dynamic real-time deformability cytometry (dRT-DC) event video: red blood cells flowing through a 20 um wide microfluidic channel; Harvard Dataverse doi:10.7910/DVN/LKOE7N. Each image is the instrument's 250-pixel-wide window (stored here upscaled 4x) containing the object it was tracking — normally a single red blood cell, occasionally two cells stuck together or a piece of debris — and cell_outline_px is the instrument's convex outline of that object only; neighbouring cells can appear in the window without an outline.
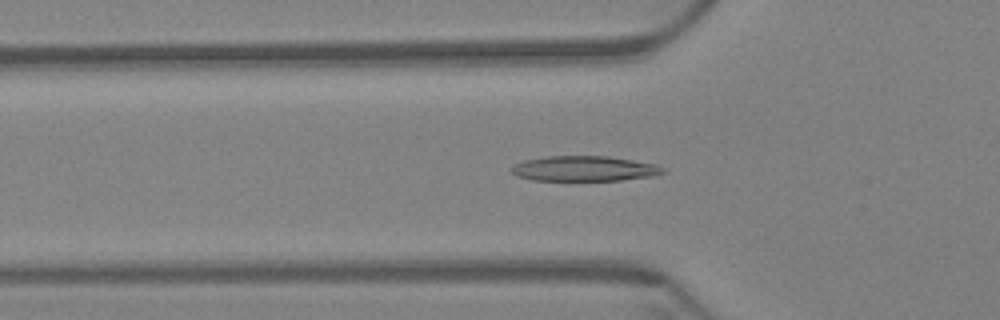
{"species": "Egyptian fruit bat (a non-hibernating species)", "species_latin": "Rousettus aegyptiacus", "temperature_condition": "warm", "stored_images_in_passage": 60, "camera_frame_rate_fps": 3000, "um_per_image_px": 0.085, "animal": {"sex": "female"}, "frame": {"image": 1, "passage_image": 20, "time_ms": 6.333, "image_size_px": [1000, 320], "cell_outline_px": [[668, 172], [652, 176], [620, 180], [532, 180], [516, 176], [512, 172], [512, 168], [516, 164], [524, 160], [544, 156], [608, 156], [656, 164], [664, 168]], "centroid_in_image_um": [49.69, 14.33], "position_along_channel_um": 76.1, "area_um2": 22.2}}
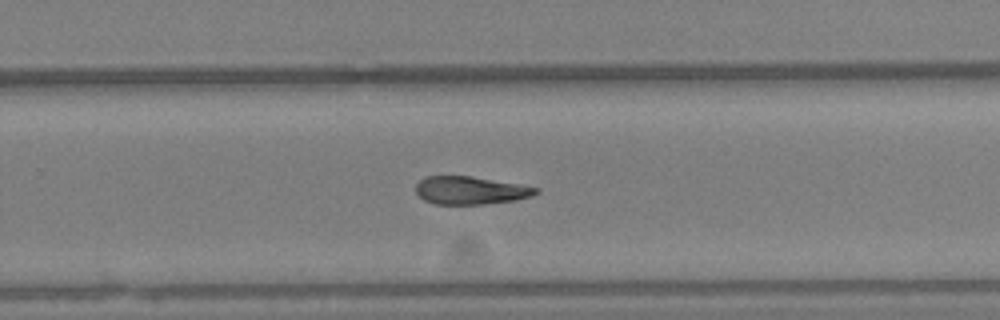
{"frame": {"image": 2, "passage_image": 39, "time_ms": 12.667, "image_size_px": [1000, 320], "cell_outline_px": [[540, 192], [532, 196], [516, 200], [484, 204], [436, 204], [424, 200], [416, 192], [416, 184], [424, 176], [468, 176], [540, 188]], "centroid_in_image_um": [39.98, 16.19], "position_along_channel_um": 289.8, "area_um2": 19.36}}
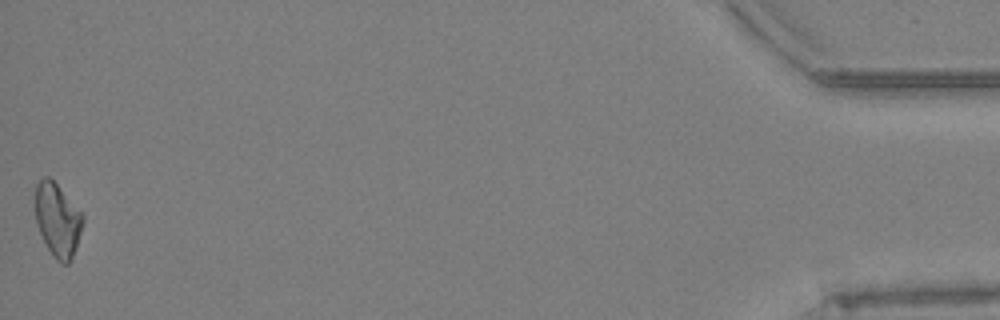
{"frame": {"image": 3, "passage_image": 60, "time_ms": 19.667, "image_size_px": [1000, 320], "cell_outline_px": [[84, 220], [76, 248], [72, 260], [68, 264], [60, 264], [52, 256], [40, 232], [36, 220], [36, 184], [44, 176], [48, 176], [56, 184], [84, 216]], "centroid_in_image_um": [4.91, 18.74], "position_along_channel_um": 430.3, "area_um2": 20.06}}